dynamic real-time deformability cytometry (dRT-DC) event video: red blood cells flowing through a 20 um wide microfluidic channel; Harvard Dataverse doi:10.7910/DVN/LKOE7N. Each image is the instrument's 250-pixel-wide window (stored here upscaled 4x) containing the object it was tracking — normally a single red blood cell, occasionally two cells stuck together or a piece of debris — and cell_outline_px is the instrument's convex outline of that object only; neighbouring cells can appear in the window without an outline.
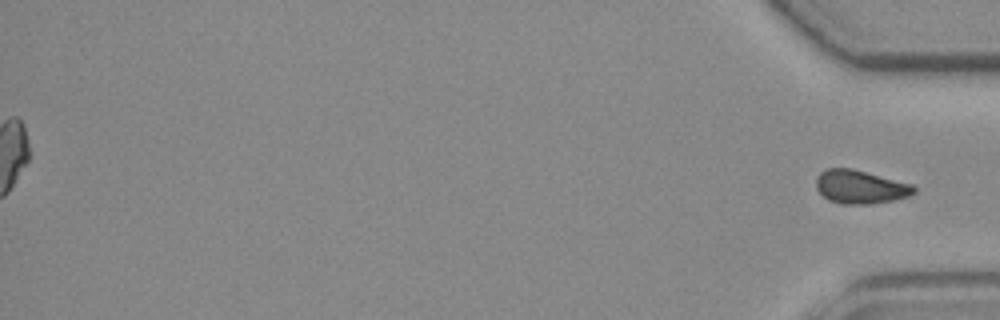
{"species": "common noctule bat (a hibernating species)", "species_latin": "Nyctalus noctula", "temperature_condition": "room temperature", "stored_images_in_passage": 56, "segment_of_instrument_passage": [2, 2], "camera_frame_rate_fps": 3000, "um_per_image_px": 0.085, "animal": {"sex": "female", "body_mass_g": 19.3, "forearm_length_mm": 54.1}, "frame": {"image": 1, "passage_image": 56, "time_ms": 18.333, "image_size_px": [1000, 320], "cell_outline_px": [[916, 192], [908, 196], [896, 200], [868, 204], [844, 204], [828, 200], [816, 188], [816, 176], [820, 172], [828, 168], [852, 168], [912, 184], [916, 188]], "centroid_in_image_um": [73.12, 15.88], "position_along_channel_um": 362.1, "area_um2": 19.13}}